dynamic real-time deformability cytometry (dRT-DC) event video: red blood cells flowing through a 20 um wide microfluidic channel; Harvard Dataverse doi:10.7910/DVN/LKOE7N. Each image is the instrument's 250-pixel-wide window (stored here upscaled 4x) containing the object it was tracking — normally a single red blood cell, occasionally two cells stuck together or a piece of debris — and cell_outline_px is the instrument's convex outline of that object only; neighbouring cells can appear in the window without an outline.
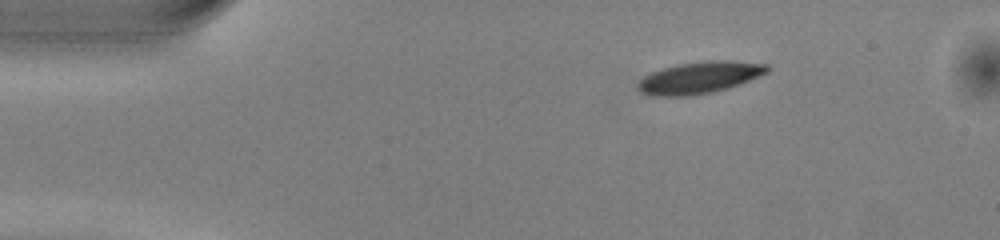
{"species": "common noctule bat (a hibernating species)", "species_latin": "Nyctalus noctula", "temperature_condition": "warm", "stored_images_in_passage": 44, "camera_frame_rate_fps": 3000, "um_per_image_px": 0.085, "animal": {"sex": "male", "body_mass_g": 13.0, "forearm_length_mm": 53.1}, "frame": {"image": 1, "passage_image": 1, "time_ms": 0.0, "image_size_px": [1000, 240], "cell_outline_px": [[768, 72], [728, 88], [712, 92], [688, 96], [652, 96], [640, 92], [636, 88], [636, 84], [644, 76], [652, 72], [664, 68], [680, 64], [704, 60], [732, 60], [768, 64]], "centroid_in_image_um": [59.43, 6.59], "position_along_channel_um": 25.6, "area_um2": 23.93}}
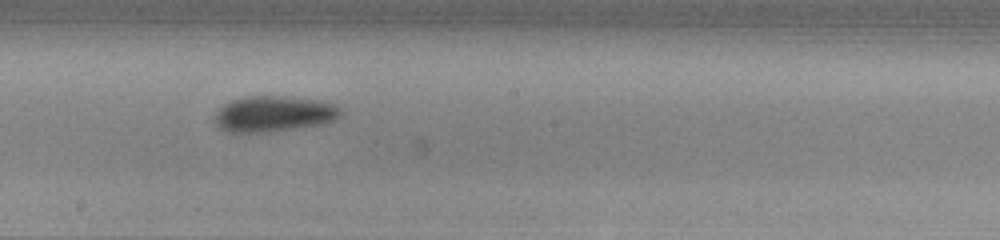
{"frame": {"image": 2, "passage_image": 21, "time_ms": 6.667, "image_size_px": [1000, 240], "cell_outline_px": [[340, 116], [332, 120], [320, 124], [268, 132], [228, 132], [220, 128], [212, 120], [216, 112], [224, 104], [232, 100], [244, 96], [288, 96], [320, 100], [336, 104], [340, 108]], "centroid_in_image_um": [23.24, 9.66], "position_along_channel_um": 225.0, "area_um2": 26.3}}
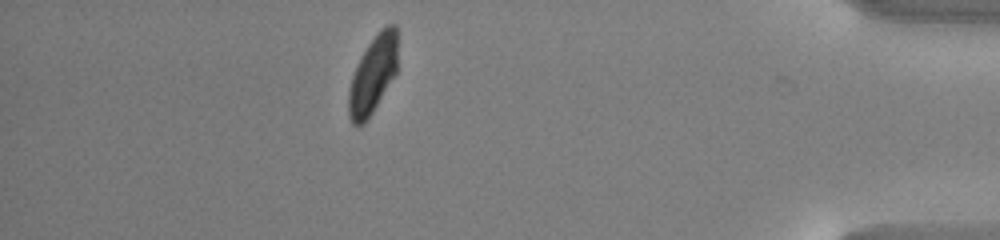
{"frame": {"image": 3, "passage_image": 38, "time_ms": 12.333, "image_size_px": [1000, 240], "cell_outline_px": [[396, 72], [368, 120], [364, 124], [356, 128], [352, 124], [348, 116], [348, 88], [352, 76], [360, 56], [376, 32], [380, 28], [388, 24], [396, 24]], "centroid_in_image_um": [31.65, 6.38], "position_along_channel_um": 403.5, "area_um2": 22.31}, "authors_computed_cell_mechanics": {"area_um2": 24.2182, "velocity_mm_per_s": 4.013, "shape_relaxation_time_tau1_ms": 2.2914, "shape_relaxation_time_tau2_ms": 6.0893, "deformation_change_tau1": 0.112, "deformation_change_tau2": 0.0891}}